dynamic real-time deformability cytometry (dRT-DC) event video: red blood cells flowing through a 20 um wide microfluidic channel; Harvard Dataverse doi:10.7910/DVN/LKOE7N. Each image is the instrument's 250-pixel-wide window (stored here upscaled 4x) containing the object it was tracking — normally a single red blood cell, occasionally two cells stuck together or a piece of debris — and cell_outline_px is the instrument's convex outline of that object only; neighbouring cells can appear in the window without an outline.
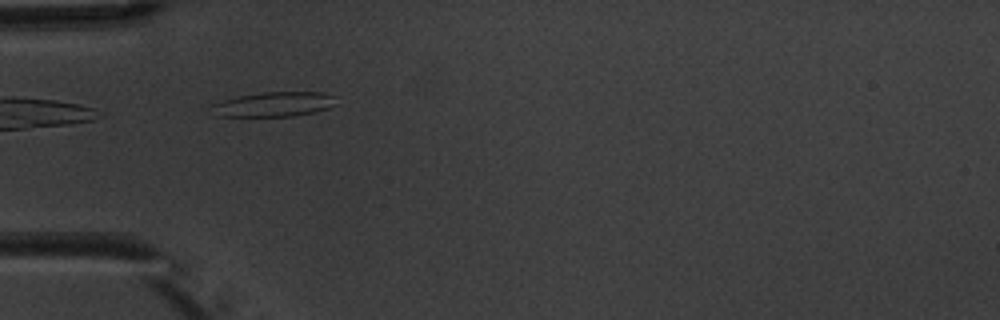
{"species": "common noctule bat (a hibernating species)", "species_latin": "Nyctalus noctula", "temperature_condition": "warm", "stored_images_in_passage": 6, "camera_frame_rate_fps": 3000, "um_per_image_px": 0.085, "animal": {"sex": "male", "body_mass_g": 20.1, "forearm_length_mm": 53.5}, "frame": {"image": 1, "passage_image": 5, "time_ms": 4.333, "image_size_px": [1000, 320], "cell_outline_px": [[336, 104], [328, 108], [316, 112], [292, 116], [220, 116], [212, 104], [236, 96], [260, 92], [324, 92], [336, 96]], "centroid_in_image_um": [23.4, 8.85], "position_along_channel_um": 61.6, "area_um2": 17.8}}
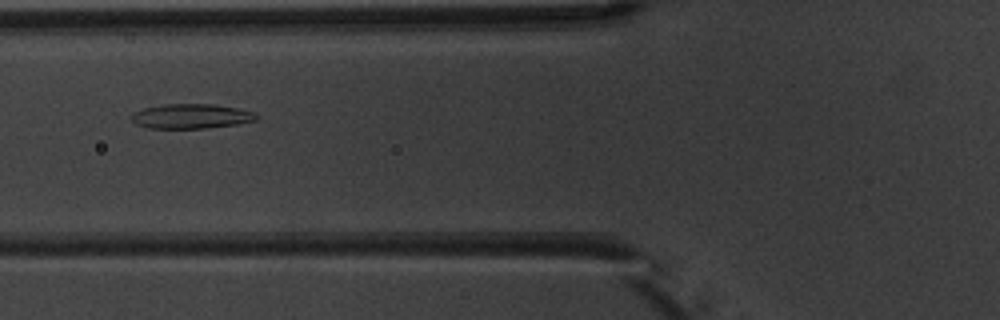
{"frame": {"image": 2, "passage_image": 6, "time_ms": 5.667, "image_size_px": [1000, 320], "cell_outline_px": [[256, 120], [236, 124], [204, 128], [148, 128], [136, 124], [128, 116], [132, 112], [144, 108], [164, 104], [216, 104], [236, 108], [252, 112], [256, 116]], "centroid_in_image_um": [16.16, 9.87], "position_along_channel_um": 109.6, "area_um2": 17.86}}